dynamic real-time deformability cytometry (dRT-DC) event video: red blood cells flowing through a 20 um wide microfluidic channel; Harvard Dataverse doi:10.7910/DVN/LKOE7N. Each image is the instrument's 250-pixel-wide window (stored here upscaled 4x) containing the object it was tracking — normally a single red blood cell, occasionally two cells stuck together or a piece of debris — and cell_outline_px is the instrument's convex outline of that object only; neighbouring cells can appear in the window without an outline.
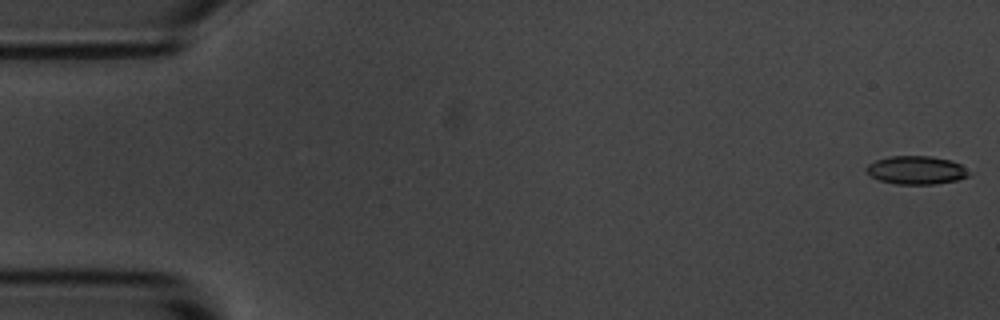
{"species": "common noctule bat (a hibernating species)", "species_latin": "Nyctalus noctula", "temperature_condition": "room temperature", "stored_images_in_passage": 5, "camera_frame_rate_fps": 3000, "um_per_image_px": 0.085, "animal": {"sex": "male", "body_mass_g": 20.1, "forearm_length_mm": 53.5}, "frame": {"image": 1, "passage_image": 1, "time_ms": 0.0, "image_size_px": [1000, 320], "cell_outline_px": [[972, 176], [956, 180], [932, 184], [896, 184], [880, 180], [864, 172], [864, 168], [868, 164], [876, 160], [888, 156], [932, 156], [952, 160], [960, 164], [972, 172]], "centroid_in_image_um": [77.9, 14.45], "position_along_channel_um": 7.1, "area_um2": 17.17}}
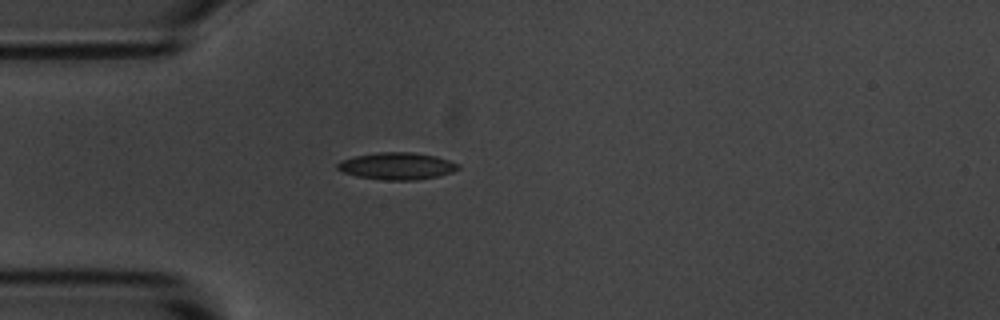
{"frame": {"image": 2, "passage_image": 5, "time_ms": 4.667, "image_size_px": [1000, 320], "cell_outline_px": [[460, 168], [452, 172], [440, 176], [416, 180], [384, 180], [356, 176], [344, 172], [336, 168], [336, 164], [340, 160], [356, 156], [376, 152], [412, 152], [436, 156], [460, 164]], "centroid_in_image_um": [33.75, 14.11], "position_along_channel_um": 51.3, "area_um2": 19.13}}